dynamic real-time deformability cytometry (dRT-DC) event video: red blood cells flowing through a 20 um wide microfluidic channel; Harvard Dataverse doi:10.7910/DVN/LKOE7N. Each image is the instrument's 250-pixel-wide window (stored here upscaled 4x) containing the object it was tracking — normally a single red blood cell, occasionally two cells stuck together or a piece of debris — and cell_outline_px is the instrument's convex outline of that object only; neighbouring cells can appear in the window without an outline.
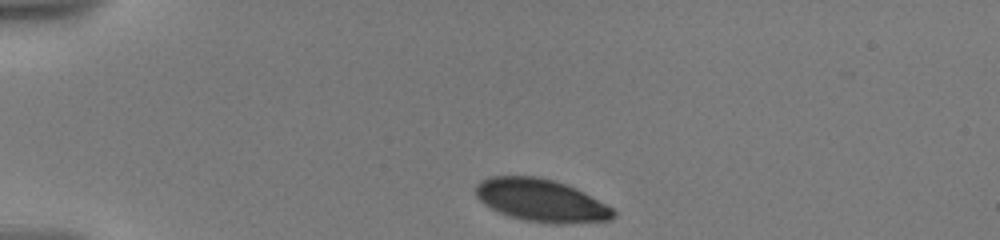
{"species": "human", "species_latin": "Homo sapiens", "temperature_condition": "warm", "stored_images_in_passage": 11, "camera_frame_rate_fps": 3000, "um_per_image_px": 0.085, "donor": {"sex": "male"}, "frame": {"image": 1, "passage_image": 1, "time_ms": 0.0, "image_size_px": [1000, 240], "cell_outline_px": [[616, 216], [612, 220], [564, 224], [552, 224], [524, 220], [508, 216], [484, 204], [476, 196], [476, 184], [492, 176], [536, 176], [552, 180], [576, 188], [584, 192], [612, 208], [616, 212]], "centroid_in_image_um": [46.02, 17.05], "position_along_channel_um": 39.0, "area_um2": 34.04}}